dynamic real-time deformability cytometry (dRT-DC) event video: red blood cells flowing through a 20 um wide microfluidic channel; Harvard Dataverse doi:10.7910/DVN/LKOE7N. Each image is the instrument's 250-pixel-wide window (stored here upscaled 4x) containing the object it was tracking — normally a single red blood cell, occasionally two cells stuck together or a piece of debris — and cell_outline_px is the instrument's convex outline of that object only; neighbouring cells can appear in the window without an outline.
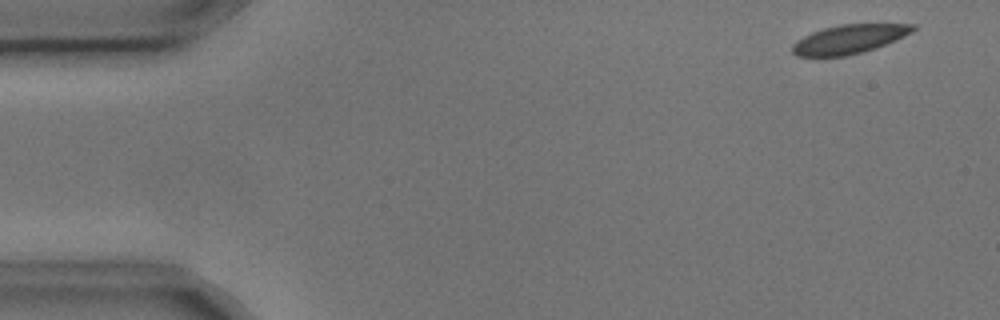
{"species": "common noctule bat (a hibernating species)", "species_latin": "Nyctalus noctula", "temperature_condition": "cold", "stored_images_in_passage": 14, "camera_frame_rate_fps": 3000, "um_per_image_px": 0.085, "animal": {"sex": "male", "body_mass_g": 17.9, "forearm_length_mm": 54.2}, "frame": {"image": 1, "passage_image": 1, "time_ms": 0.0, "image_size_px": [1000, 320], "cell_outline_px": [[916, 28], [912, 32], [896, 40], [876, 48], [864, 52], [844, 56], [796, 56], [792, 52], [792, 44], [796, 40], [812, 32], [824, 28], [840, 24], [916, 24]], "centroid_in_image_um": [72.18, 3.33], "position_along_channel_um": 12.8, "area_um2": 20.35}}
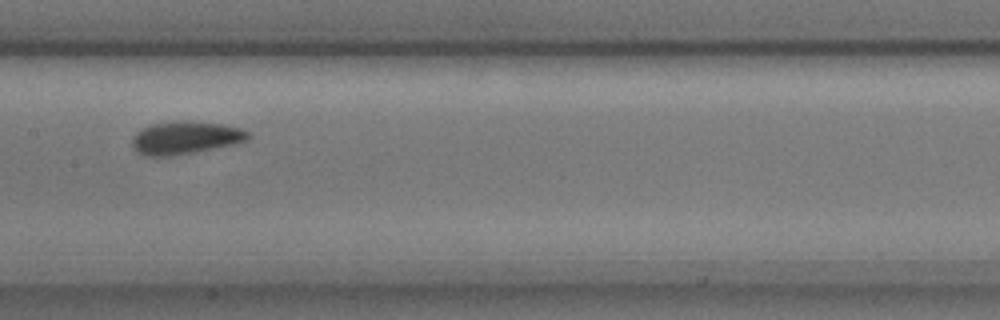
{"frame": {"image": 2, "passage_image": 7, "time_ms": 2.0, "image_size_px": [1000, 320], "cell_outline_px": [[252, 136], [248, 140], [236, 144], [196, 152], [172, 156], [144, 156], [136, 152], [132, 148], [132, 136], [136, 132], [152, 124], [180, 120], [188, 120], [220, 124], [240, 128], [248, 132]], "centroid_in_image_um": [15.75, 11.72], "position_along_channel_um": 191.7, "area_um2": 22.48}}
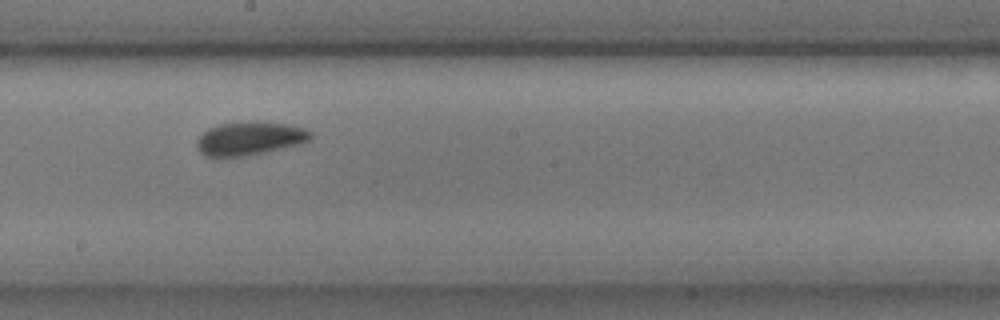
{"frame": {"image": 3, "passage_image": 8, "time_ms": 2.333, "image_size_px": [1000, 320], "cell_outline_px": [[312, 140], [300, 144], [264, 152], [244, 156], [216, 160], [204, 156], [196, 148], [196, 140], [208, 128], [220, 124], [248, 120], [256, 120], [284, 124], [300, 128], [312, 132]], "centroid_in_image_um": [21.14, 11.79], "position_along_channel_um": 227.1, "area_um2": 22.83}}